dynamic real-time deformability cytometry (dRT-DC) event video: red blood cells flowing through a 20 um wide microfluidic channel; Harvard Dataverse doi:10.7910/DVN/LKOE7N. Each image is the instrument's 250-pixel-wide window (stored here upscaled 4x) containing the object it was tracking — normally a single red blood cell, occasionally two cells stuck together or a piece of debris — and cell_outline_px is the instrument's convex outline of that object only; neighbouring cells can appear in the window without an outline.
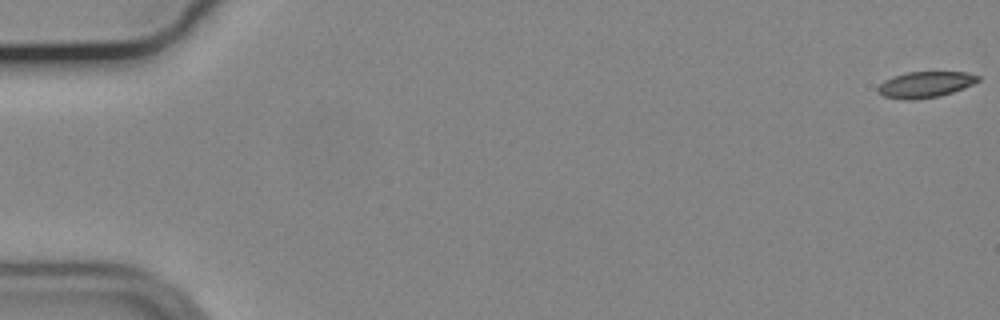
{"species": "common noctule bat (a hibernating species)", "species_latin": "Nyctalus noctula", "temperature_condition": "cold", "stored_images_in_passage": 8, "camera_frame_rate_fps": 3000, "um_per_image_px": 0.085, "animal": {"sex": "male", "body_mass_g": 19.2, "forearm_length_mm": 51.8}, "frame": {"image": 1, "passage_image": 1, "time_ms": 0.0, "image_size_px": [1000, 320], "cell_outline_px": [[980, 80], [972, 84], [952, 92], [940, 96], [916, 100], [904, 100], [884, 96], [876, 88], [884, 80], [892, 76], [908, 72], [968, 72], [980, 76]], "centroid_in_image_um": [78.64, 7.18], "position_along_channel_um": 6.4, "area_um2": 15.2}}